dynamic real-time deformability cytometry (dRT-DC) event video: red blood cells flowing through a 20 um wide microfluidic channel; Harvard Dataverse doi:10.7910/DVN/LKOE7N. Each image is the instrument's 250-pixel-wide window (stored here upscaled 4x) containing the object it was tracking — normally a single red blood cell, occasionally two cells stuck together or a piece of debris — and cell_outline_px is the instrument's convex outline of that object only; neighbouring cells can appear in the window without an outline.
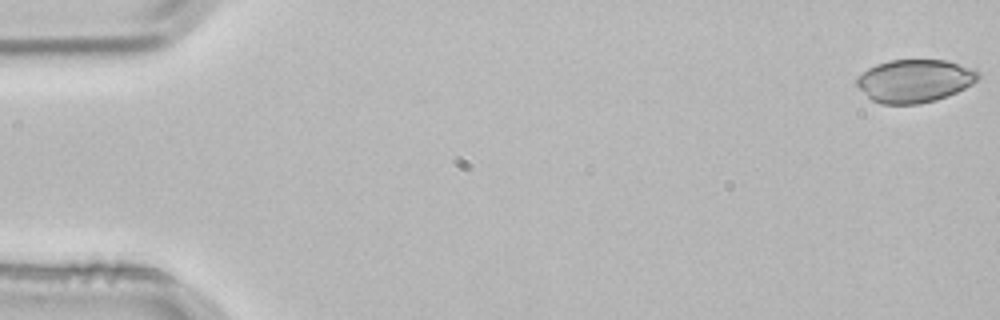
{"species": "common noctule bat (a hibernating species)", "species_latin": "Nyctalus noctula", "temperature_condition": "room temperature", "stored_images_in_passage": 10, "camera_frame_rate_fps": 3000, "um_per_image_px": 0.085, "animal": {"sex": "male", "body_mass_g": 21.5, "forearm_length_mm": 52.0}, "frame": {"image": 1, "passage_image": 1, "time_ms": 0.0, "image_size_px": [1000, 320], "cell_outline_px": [[980, 76], [972, 84], [948, 96], [936, 100], [920, 104], [880, 104], [872, 100], [856, 84], [856, 80], [868, 68], [876, 64], [892, 60], [948, 60], [976, 68], [980, 72]], "centroid_in_image_um": [77.8, 6.87], "position_along_channel_um": 7.2, "area_um2": 30.46}}